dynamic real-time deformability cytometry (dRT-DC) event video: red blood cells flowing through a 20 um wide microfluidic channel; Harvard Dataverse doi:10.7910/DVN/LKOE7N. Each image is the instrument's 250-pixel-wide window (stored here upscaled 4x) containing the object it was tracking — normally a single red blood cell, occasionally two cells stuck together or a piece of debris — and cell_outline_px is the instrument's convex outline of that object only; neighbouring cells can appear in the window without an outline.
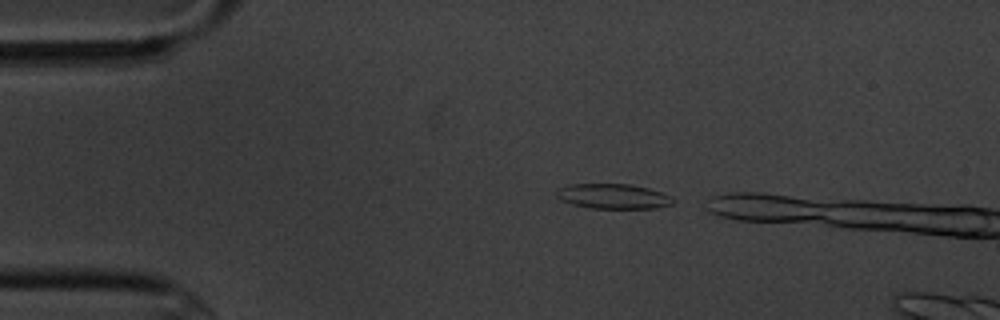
{"species": "common noctule bat (a hibernating species)", "species_latin": "Nyctalus noctula", "temperature_condition": "cold", "stored_images_in_passage": 3, "camera_frame_rate_fps": 3000, "um_per_image_px": 0.085, "animal": {"sex": "male", "body_mass_g": 20.1, "forearm_length_mm": 53.5}, "frame": {"image": 1, "passage_image": 1, "time_ms": 0.0, "image_size_px": [1000, 320], "cell_outline_px": [[676, 200], [672, 204], [656, 208], [592, 208], [572, 204], [560, 200], [556, 196], [556, 188], [572, 184], [628, 184], [648, 188], [672, 196]], "centroid_in_image_um": [52.11, 16.68], "position_along_channel_um": 32.9, "area_um2": 16.99}}